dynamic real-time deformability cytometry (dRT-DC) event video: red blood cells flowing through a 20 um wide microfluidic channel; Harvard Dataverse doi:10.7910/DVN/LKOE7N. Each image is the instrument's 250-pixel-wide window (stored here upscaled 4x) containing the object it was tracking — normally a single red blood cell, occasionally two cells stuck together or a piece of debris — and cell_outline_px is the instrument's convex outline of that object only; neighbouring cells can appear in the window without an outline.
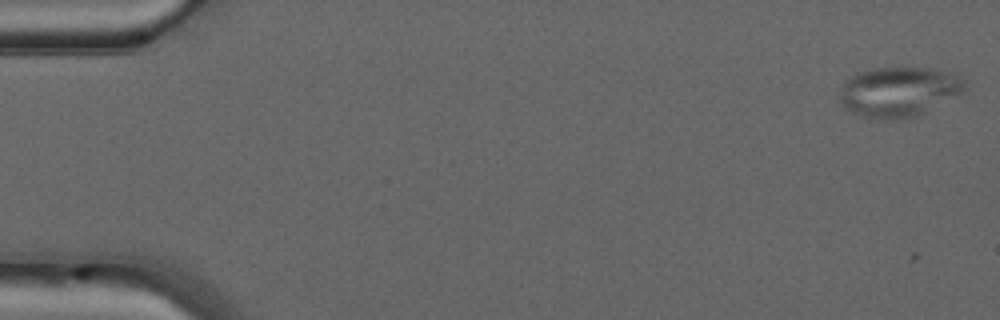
{"species": "common noctule bat (a hibernating species)", "species_latin": "Nyctalus noctula", "temperature_condition": "warm", "stored_images_in_passage": 4, "camera_frame_rate_fps": 3000, "um_per_image_px": 0.085, "animal": {"sex": "male", "forearm_length_mm": 52.5}, "frame": {"image": 1, "passage_image": 1, "time_ms": 0.0, "image_size_px": [1000, 320], "cell_outline_px": [[968, 92], [964, 96], [916, 116], [884, 120], [864, 116], [852, 112], [844, 108], [840, 100], [840, 84], [856, 72], [876, 68], [928, 68], [960, 76], [964, 80], [968, 88]], "centroid_in_image_um": [76.46, 7.81], "position_along_channel_um": 8.5, "area_um2": 37.05}}